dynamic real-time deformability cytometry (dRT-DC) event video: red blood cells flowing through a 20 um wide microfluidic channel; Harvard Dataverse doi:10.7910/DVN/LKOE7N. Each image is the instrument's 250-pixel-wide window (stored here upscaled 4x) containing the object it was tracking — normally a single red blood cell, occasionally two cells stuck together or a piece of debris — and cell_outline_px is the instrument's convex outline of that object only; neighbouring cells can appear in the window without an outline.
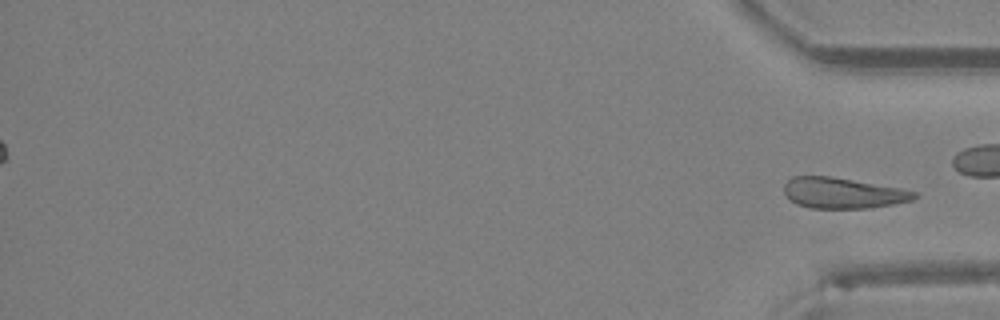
{"species": "Egyptian fruit bat (a non-hibernating species)", "species_latin": "Rousettus aegyptiacus", "temperature_condition": "room temperature", "stored_images_in_passage": 26, "segment_of_instrument_passage": [2, 2], "camera_frame_rate_fps": 3000, "um_per_image_px": 0.085, "animal": {"sex": "female"}, "frame": {"image": 1, "passage_image": 26, "time_ms": 8.333, "image_size_px": [1000, 320], "cell_outline_px": [[920, 196], [912, 200], [892, 204], [868, 208], [812, 208], [796, 204], [784, 192], [784, 184], [792, 176], [828, 176], [900, 188], [916, 192]], "centroid_in_image_um": [71.64, 16.41], "position_along_channel_um": 363.6, "area_um2": 23.06}}